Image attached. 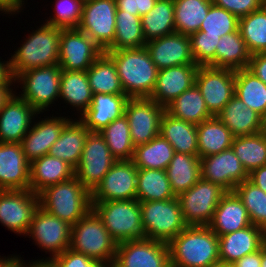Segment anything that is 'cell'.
<instances>
[{
    "label": "cell",
    "instance_id": "6da1fadb",
    "mask_svg": "<svg viewBox=\"0 0 266 267\" xmlns=\"http://www.w3.org/2000/svg\"><path fill=\"white\" fill-rule=\"evenodd\" d=\"M114 61L128 98H149L154 91L158 68L146 47L105 51Z\"/></svg>",
    "mask_w": 266,
    "mask_h": 267
},
{
    "label": "cell",
    "instance_id": "7a4b0ae2",
    "mask_svg": "<svg viewBox=\"0 0 266 267\" xmlns=\"http://www.w3.org/2000/svg\"><path fill=\"white\" fill-rule=\"evenodd\" d=\"M168 246L171 267H211L220 263L218 235L208 226H187Z\"/></svg>",
    "mask_w": 266,
    "mask_h": 267
},
{
    "label": "cell",
    "instance_id": "3957f363",
    "mask_svg": "<svg viewBox=\"0 0 266 267\" xmlns=\"http://www.w3.org/2000/svg\"><path fill=\"white\" fill-rule=\"evenodd\" d=\"M23 40L10 57L14 77L31 69L59 64L60 28L43 23Z\"/></svg>",
    "mask_w": 266,
    "mask_h": 267
},
{
    "label": "cell",
    "instance_id": "277c9868",
    "mask_svg": "<svg viewBox=\"0 0 266 267\" xmlns=\"http://www.w3.org/2000/svg\"><path fill=\"white\" fill-rule=\"evenodd\" d=\"M38 195L41 208L70 225L92 209L91 192L75 176L46 187Z\"/></svg>",
    "mask_w": 266,
    "mask_h": 267
},
{
    "label": "cell",
    "instance_id": "5b68a950",
    "mask_svg": "<svg viewBox=\"0 0 266 267\" xmlns=\"http://www.w3.org/2000/svg\"><path fill=\"white\" fill-rule=\"evenodd\" d=\"M92 210L117 244L145 238L137 199L92 203Z\"/></svg>",
    "mask_w": 266,
    "mask_h": 267
},
{
    "label": "cell",
    "instance_id": "8992f818",
    "mask_svg": "<svg viewBox=\"0 0 266 267\" xmlns=\"http://www.w3.org/2000/svg\"><path fill=\"white\" fill-rule=\"evenodd\" d=\"M116 247L117 243L92 209L71 227L69 249L75 252L112 266Z\"/></svg>",
    "mask_w": 266,
    "mask_h": 267
},
{
    "label": "cell",
    "instance_id": "52a82bcc",
    "mask_svg": "<svg viewBox=\"0 0 266 267\" xmlns=\"http://www.w3.org/2000/svg\"><path fill=\"white\" fill-rule=\"evenodd\" d=\"M61 71L60 66L54 64L18 74L15 83H18L22 90L18 96L39 114L50 111V105L52 108V104L59 100Z\"/></svg>",
    "mask_w": 266,
    "mask_h": 267
},
{
    "label": "cell",
    "instance_id": "ba28073f",
    "mask_svg": "<svg viewBox=\"0 0 266 267\" xmlns=\"http://www.w3.org/2000/svg\"><path fill=\"white\" fill-rule=\"evenodd\" d=\"M140 209L146 239L169 243L188 226L177 197L140 202Z\"/></svg>",
    "mask_w": 266,
    "mask_h": 267
},
{
    "label": "cell",
    "instance_id": "9c48e42d",
    "mask_svg": "<svg viewBox=\"0 0 266 267\" xmlns=\"http://www.w3.org/2000/svg\"><path fill=\"white\" fill-rule=\"evenodd\" d=\"M226 192L219 184L200 178L177 197L185 223L188 226H208Z\"/></svg>",
    "mask_w": 266,
    "mask_h": 267
},
{
    "label": "cell",
    "instance_id": "30bf717a",
    "mask_svg": "<svg viewBox=\"0 0 266 267\" xmlns=\"http://www.w3.org/2000/svg\"><path fill=\"white\" fill-rule=\"evenodd\" d=\"M71 227L68 222L51 215L39 206L25 235L31 237L42 251L50 254L37 260H51L67 250L70 245Z\"/></svg>",
    "mask_w": 266,
    "mask_h": 267
},
{
    "label": "cell",
    "instance_id": "8fae6325",
    "mask_svg": "<svg viewBox=\"0 0 266 267\" xmlns=\"http://www.w3.org/2000/svg\"><path fill=\"white\" fill-rule=\"evenodd\" d=\"M116 161L99 132H90L75 168V177L92 192Z\"/></svg>",
    "mask_w": 266,
    "mask_h": 267
},
{
    "label": "cell",
    "instance_id": "7c38bea8",
    "mask_svg": "<svg viewBox=\"0 0 266 267\" xmlns=\"http://www.w3.org/2000/svg\"><path fill=\"white\" fill-rule=\"evenodd\" d=\"M115 0H85L78 29L104 52L113 44L116 32Z\"/></svg>",
    "mask_w": 266,
    "mask_h": 267
},
{
    "label": "cell",
    "instance_id": "4fadbf2b",
    "mask_svg": "<svg viewBox=\"0 0 266 267\" xmlns=\"http://www.w3.org/2000/svg\"><path fill=\"white\" fill-rule=\"evenodd\" d=\"M111 267H171L168 243L146 238L118 243Z\"/></svg>",
    "mask_w": 266,
    "mask_h": 267
},
{
    "label": "cell",
    "instance_id": "5bb4252c",
    "mask_svg": "<svg viewBox=\"0 0 266 267\" xmlns=\"http://www.w3.org/2000/svg\"><path fill=\"white\" fill-rule=\"evenodd\" d=\"M195 84L203 96L209 113L217 116L234 96L235 70L199 66Z\"/></svg>",
    "mask_w": 266,
    "mask_h": 267
},
{
    "label": "cell",
    "instance_id": "9a60e30c",
    "mask_svg": "<svg viewBox=\"0 0 266 267\" xmlns=\"http://www.w3.org/2000/svg\"><path fill=\"white\" fill-rule=\"evenodd\" d=\"M39 207V195L29 190H0V223L25 236Z\"/></svg>",
    "mask_w": 266,
    "mask_h": 267
},
{
    "label": "cell",
    "instance_id": "2e32d148",
    "mask_svg": "<svg viewBox=\"0 0 266 267\" xmlns=\"http://www.w3.org/2000/svg\"><path fill=\"white\" fill-rule=\"evenodd\" d=\"M103 50L78 28L61 29L59 66L65 71H86Z\"/></svg>",
    "mask_w": 266,
    "mask_h": 267
},
{
    "label": "cell",
    "instance_id": "e0dca14e",
    "mask_svg": "<svg viewBox=\"0 0 266 267\" xmlns=\"http://www.w3.org/2000/svg\"><path fill=\"white\" fill-rule=\"evenodd\" d=\"M165 107L150 98H129L124 114L128 120L134 147L146 144L160 132Z\"/></svg>",
    "mask_w": 266,
    "mask_h": 267
},
{
    "label": "cell",
    "instance_id": "ac0fdd59",
    "mask_svg": "<svg viewBox=\"0 0 266 267\" xmlns=\"http://www.w3.org/2000/svg\"><path fill=\"white\" fill-rule=\"evenodd\" d=\"M137 173L132 160L116 161L91 192V203L136 199Z\"/></svg>",
    "mask_w": 266,
    "mask_h": 267
},
{
    "label": "cell",
    "instance_id": "d6986e66",
    "mask_svg": "<svg viewBox=\"0 0 266 267\" xmlns=\"http://www.w3.org/2000/svg\"><path fill=\"white\" fill-rule=\"evenodd\" d=\"M200 170L201 178L219 184L226 191H234L239 183L248 179V173L232 148L200 158Z\"/></svg>",
    "mask_w": 266,
    "mask_h": 267
},
{
    "label": "cell",
    "instance_id": "ffe728a7",
    "mask_svg": "<svg viewBox=\"0 0 266 267\" xmlns=\"http://www.w3.org/2000/svg\"><path fill=\"white\" fill-rule=\"evenodd\" d=\"M35 116L31 128L22 139L21 145L26 160L31 163L33 160L48 154L50 147L59 138L65 124L71 119L70 116ZM69 117V118H68ZM39 118L40 120L38 121Z\"/></svg>",
    "mask_w": 266,
    "mask_h": 267
},
{
    "label": "cell",
    "instance_id": "44dd1931",
    "mask_svg": "<svg viewBox=\"0 0 266 267\" xmlns=\"http://www.w3.org/2000/svg\"><path fill=\"white\" fill-rule=\"evenodd\" d=\"M16 92L0 110V143H21L38 112Z\"/></svg>",
    "mask_w": 266,
    "mask_h": 267
},
{
    "label": "cell",
    "instance_id": "7402d4cb",
    "mask_svg": "<svg viewBox=\"0 0 266 267\" xmlns=\"http://www.w3.org/2000/svg\"><path fill=\"white\" fill-rule=\"evenodd\" d=\"M145 47L158 70L177 65L196 64L188 35L175 32L147 41Z\"/></svg>",
    "mask_w": 266,
    "mask_h": 267
},
{
    "label": "cell",
    "instance_id": "603a6c76",
    "mask_svg": "<svg viewBox=\"0 0 266 267\" xmlns=\"http://www.w3.org/2000/svg\"><path fill=\"white\" fill-rule=\"evenodd\" d=\"M198 68L197 64H185L159 70L154 91L149 98L166 107L195 84Z\"/></svg>",
    "mask_w": 266,
    "mask_h": 267
},
{
    "label": "cell",
    "instance_id": "cb8c5ba5",
    "mask_svg": "<svg viewBox=\"0 0 266 267\" xmlns=\"http://www.w3.org/2000/svg\"><path fill=\"white\" fill-rule=\"evenodd\" d=\"M29 167L21 143H0V190H29Z\"/></svg>",
    "mask_w": 266,
    "mask_h": 267
},
{
    "label": "cell",
    "instance_id": "d4e9b609",
    "mask_svg": "<svg viewBox=\"0 0 266 267\" xmlns=\"http://www.w3.org/2000/svg\"><path fill=\"white\" fill-rule=\"evenodd\" d=\"M218 240L220 263L232 265L244 256L260 250L266 243V232L251 224L238 231L221 235Z\"/></svg>",
    "mask_w": 266,
    "mask_h": 267
},
{
    "label": "cell",
    "instance_id": "484cf974",
    "mask_svg": "<svg viewBox=\"0 0 266 267\" xmlns=\"http://www.w3.org/2000/svg\"><path fill=\"white\" fill-rule=\"evenodd\" d=\"M125 94H93L90 107L78 118L90 132H99L124 114L128 101Z\"/></svg>",
    "mask_w": 266,
    "mask_h": 267
},
{
    "label": "cell",
    "instance_id": "4316f807",
    "mask_svg": "<svg viewBox=\"0 0 266 267\" xmlns=\"http://www.w3.org/2000/svg\"><path fill=\"white\" fill-rule=\"evenodd\" d=\"M251 225L248 212L234 191H227L214 211L208 227L219 236Z\"/></svg>",
    "mask_w": 266,
    "mask_h": 267
},
{
    "label": "cell",
    "instance_id": "83f0119b",
    "mask_svg": "<svg viewBox=\"0 0 266 267\" xmlns=\"http://www.w3.org/2000/svg\"><path fill=\"white\" fill-rule=\"evenodd\" d=\"M29 173V189L39 194L46 187L73 178L75 169L65 161L46 154L30 163Z\"/></svg>",
    "mask_w": 266,
    "mask_h": 267
},
{
    "label": "cell",
    "instance_id": "f1b7e54d",
    "mask_svg": "<svg viewBox=\"0 0 266 267\" xmlns=\"http://www.w3.org/2000/svg\"><path fill=\"white\" fill-rule=\"evenodd\" d=\"M89 129L79 119H71L65 124L59 138L50 147L49 155L71 165L74 169L79 164Z\"/></svg>",
    "mask_w": 266,
    "mask_h": 267
},
{
    "label": "cell",
    "instance_id": "f546056e",
    "mask_svg": "<svg viewBox=\"0 0 266 267\" xmlns=\"http://www.w3.org/2000/svg\"><path fill=\"white\" fill-rule=\"evenodd\" d=\"M231 131L234 137L252 135L261 130V115L247 107L234 95L216 116Z\"/></svg>",
    "mask_w": 266,
    "mask_h": 267
},
{
    "label": "cell",
    "instance_id": "4dcf8cb0",
    "mask_svg": "<svg viewBox=\"0 0 266 267\" xmlns=\"http://www.w3.org/2000/svg\"><path fill=\"white\" fill-rule=\"evenodd\" d=\"M159 134L172 145L176 153L198 156L197 125L175 118L165 111Z\"/></svg>",
    "mask_w": 266,
    "mask_h": 267
},
{
    "label": "cell",
    "instance_id": "1f68e13d",
    "mask_svg": "<svg viewBox=\"0 0 266 267\" xmlns=\"http://www.w3.org/2000/svg\"><path fill=\"white\" fill-rule=\"evenodd\" d=\"M59 99L69 104L81 116L89 107L93 93L86 71H61Z\"/></svg>",
    "mask_w": 266,
    "mask_h": 267
},
{
    "label": "cell",
    "instance_id": "d6a6232c",
    "mask_svg": "<svg viewBox=\"0 0 266 267\" xmlns=\"http://www.w3.org/2000/svg\"><path fill=\"white\" fill-rule=\"evenodd\" d=\"M234 136L216 116L197 125L199 158L218 154L232 147Z\"/></svg>",
    "mask_w": 266,
    "mask_h": 267
},
{
    "label": "cell",
    "instance_id": "836d02e7",
    "mask_svg": "<svg viewBox=\"0 0 266 267\" xmlns=\"http://www.w3.org/2000/svg\"><path fill=\"white\" fill-rule=\"evenodd\" d=\"M166 172L172 192L175 197H178L201 178L200 158L175 152Z\"/></svg>",
    "mask_w": 266,
    "mask_h": 267
},
{
    "label": "cell",
    "instance_id": "e575fe53",
    "mask_svg": "<svg viewBox=\"0 0 266 267\" xmlns=\"http://www.w3.org/2000/svg\"><path fill=\"white\" fill-rule=\"evenodd\" d=\"M165 111L175 118L195 125L212 117L196 84L167 105Z\"/></svg>",
    "mask_w": 266,
    "mask_h": 267
},
{
    "label": "cell",
    "instance_id": "d590c367",
    "mask_svg": "<svg viewBox=\"0 0 266 267\" xmlns=\"http://www.w3.org/2000/svg\"><path fill=\"white\" fill-rule=\"evenodd\" d=\"M251 54L239 29L220 38L215 51V67L232 70L246 69Z\"/></svg>",
    "mask_w": 266,
    "mask_h": 267
},
{
    "label": "cell",
    "instance_id": "8d00e7d4",
    "mask_svg": "<svg viewBox=\"0 0 266 267\" xmlns=\"http://www.w3.org/2000/svg\"><path fill=\"white\" fill-rule=\"evenodd\" d=\"M175 151L160 134L146 144L134 148L132 162L137 169L166 170Z\"/></svg>",
    "mask_w": 266,
    "mask_h": 267
},
{
    "label": "cell",
    "instance_id": "74e56055",
    "mask_svg": "<svg viewBox=\"0 0 266 267\" xmlns=\"http://www.w3.org/2000/svg\"><path fill=\"white\" fill-rule=\"evenodd\" d=\"M141 25L146 42L175 33L174 0H157L153 9L141 16Z\"/></svg>",
    "mask_w": 266,
    "mask_h": 267
},
{
    "label": "cell",
    "instance_id": "f35d334b",
    "mask_svg": "<svg viewBox=\"0 0 266 267\" xmlns=\"http://www.w3.org/2000/svg\"><path fill=\"white\" fill-rule=\"evenodd\" d=\"M86 72L93 94H125L114 61L106 52L103 51Z\"/></svg>",
    "mask_w": 266,
    "mask_h": 267
},
{
    "label": "cell",
    "instance_id": "ab89813d",
    "mask_svg": "<svg viewBox=\"0 0 266 267\" xmlns=\"http://www.w3.org/2000/svg\"><path fill=\"white\" fill-rule=\"evenodd\" d=\"M166 170L138 169L136 199L139 202L174 198Z\"/></svg>",
    "mask_w": 266,
    "mask_h": 267
},
{
    "label": "cell",
    "instance_id": "60d3db41",
    "mask_svg": "<svg viewBox=\"0 0 266 267\" xmlns=\"http://www.w3.org/2000/svg\"><path fill=\"white\" fill-rule=\"evenodd\" d=\"M212 0H174L175 31L190 36L198 32Z\"/></svg>",
    "mask_w": 266,
    "mask_h": 267
},
{
    "label": "cell",
    "instance_id": "b9f144b4",
    "mask_svg": "<svg viewBox=\"0 0 266 267\" xmlns=\"http://www.w3.org/2000/svg\"><path fill=\"white\" fill-rule=\"evenodd\" d=\"M234 95L261 116L266 112V84L247 68L235 70Z\"/></svg>",
    "mask_w": 266,
    "mask_h": 267
},
{
    "label": "cell",
    "instance_id": "7bdbcfd3",
    "mask_svg": "<svg viewBox=\"0 0 266 267\" xmlns=\"http://www.w3.org/2000/svg\"><path fill=\"white\" fill-rule=\"evenodd\" d=\"M231 148L248 174L266 165V135L261 132L234 137Z\"/></svg>",
    "mask_w": 266,
    "mask_h": 267
},
{
    "label": "cell",
    "instance_id": "ee69618b",
    "mask_svg": "<svg viewBox=\"0 0 266 267\" xmlns=\"http://www.w3.org/2000/svg\"><path fill=\"white\" fill-rule=\"evenodd\" d=\"M116 32L113 44L107 50L139 49L145 47L141 16L116 11Z\"/></svg>",
    "mask_w": 266,
    "mask_h": 267
},
{
    "label": "cell",
    "instance_id": "f6af8a7d",
    "mask_svg": "<svg viewBox=\"0 0 266 267\" xmlns=\"http://www.w3.org/2000/svg\"><path fill=\"white\" fill-rule=\"evenodd\" d=\"M99 134L104 138L111 154L117 161L132 159L135 147L131 140L125 114L104 127Z\"/></svg>",
    "mask_w": 266,
    "mask_h": 267
},
{
    "label": "cell",
    "instance_id": "bcb514c9",
    "mask_svg": "<svg viewBox=\"0 0 266 267\" xmlns=\"http://www.w3.org/2000/svg\"><path fill=\"white\" fill-rule=\"evenodd\" d=\"M238 29L251 55L266 53V4L240 18Z\"/></svg>",
    "mask_w": 266,
    "mask_h": 267
},
{
    "label": "cell",
    "instance_id": "7dc6e473",
    "mask_svg": "<svg viewBox=\"0 0 266 267\" xmlns=\"http://www.w3.org/2000/svg\"><path fill=\"white\" fill-rule=\"evenodd\" d=\"M234 192L243 202L251 224L262 228L266 232V192L248 179L239 183Z\"/></svg>",
    "mask_w": 266,
    "mask_h": 267
},
{
    "label": "cell",
    "instance_id": "c3c4849f",
    "mask_svg": "<svg viewBox=\"0 0 266 267\" xmlns=\"http://www.w3.org/2000/svg\"><path fill=\"white\" fill-rule=\"evenodd\" d=\"M239 19L224 8L212 4L207 17L202 22L199 31L207 36L223 37L238 30Z\"/></svg>",
    "mask_w": 266,
    "mask_h": 267
},
{
    "label": "cell",
    "instance_id": "681fc988",
    "mask_svg": "<svg viewBox=\"0 0 266 267\" xmlns=\"http://www.w3.org/2000/svg\"><path fill=\"white\" fill-rule=\"evenodd\" d=\"M85 0H55L54 14L45 19V24L61 29L78 28Z\"/></svg>",
    "mask_w": 266,
    "mask_h": 267
},
{
    "label": "cell",
    "instance_id": "f907efd6",
    "mask_svg": "<svg viewBox=\"0 0 266 267\" xmlns=\"http://www.w3.org/2000/svg\"><path fill=\"white\" fill-rule=\"evenodd\" d=\"M189 37L195 63L199 66L215 67V51L221 37L207 36L202 31L195 32Z\"/></svg>",
    "mask_w": 266,
    "mask_h": 267
},
{
    "label": "cell",
    "instance_id": "816d5d0a",
    "mask_svg": "<svg viewBox=\"0 0 266 267\" xmlns=\"http://www.w3.org/2000/svg\"><path fill=\"white\" fill-rule=\"evenodd\" d=\"M50 261L56 267H111L104 261L92 259L69 248Z\"/></svg>",
    "mask_w": 266,
    "mask_h": 267
},
{
    "label": "cell",
    "instance_id": "f5cc1de1",
    "mask_svg": "<svg viewBox=\"0 0 266 267\" xmlns=\"http://www.w3.org/2000/svg\"><path fill=\"white\" fill-rule=\"evenodd\" d=\"M215 6L224 8L238 19L260 9L265 3L263 0H212Z\"/></svg>",
    "mask_w": 266,
    "mask_h": 267
},
{
    "label": "cell",
    "instance_id": "db71d44e",
    "mask_svg": "<svg viewBox=\"0 0 266 267\" xmlns=\"http://www.w3.org/2000/svg\"><path fill=\"white\" fill-rule=\"evenodd\" d=\"M247 69L266 84V53L251 55Z\"/></svg>",
    "mask_w": 266,
    "mask_h": 267
},
{
    "label": "cell",
    "instance_id": "11a10c76",
    "mask_svg": "<svg viewBox=\"0 0 266 267\" xmlns=\"http://www.w3.org/2000/svg\"><path fill=\"white\" fill-rule=\"evenodd\" d=\"M24 4H26L25 0H0V14L19 15L22 10L24 11Z\"/></svg>",
    "mask_w": 266,
    "mask_h": 267
},
{
    "label": "cell",
    "instance_id": "9f6ffc18",
    "mask_svg": "<svg viewBox=\"0 0 266 267\" xmlns=\"http://www.w3.org/2000/svg\"><path fill=\"white\" fill-rule=\"evenodd\" d=\"M248 180L266 192V165L252 170L248 174Z\"/></svg>",
    "mask_w": 266,
    "mask_h": 267
},
{
    "label": "cell",
    "instance_id": "6f0895ef",
    "mask_svg": "<svg viewBox=\"0 0 266 267\" xmlns=\"http://www.w3.org/2000/svg\"><path fill=\"white\" fill-rule=\"evenodd\" d=\"M233 267H261V249L237 260Z\"/></svg>",
    "mask_w": 266,
    "mask_h": 267
},
{
    "label": "cell",
    "instance_id": "680465c9",
    "mask_svg": "<svg viewBox=\"0 0 266 267\" xmlns=\"http://www.w3.org/2000/svg\"><path fill=\"white\" fill-rule=\"evenodd\" d=\"M12 84L16 83L11 70L10 58L7 61H1L0 59V86Z\"/></svg>",
    "mask_w": 266,
    "mask_h": 267
},
{
    "label": "cell",
    "instance_id": "91938a15",
    "mask_svg": "<svg viewBox=\"0 0 266 267\" xmlns=\"http://www.w3.org/2000/svg\"><path fill=\"white\" fill-rule=\"evenodd\" d=\"M157 0H134L135 11L140 15L149 13L155 6Z\"/></svg>",
    "mask_w": 266,
    "mask_h": 267
},
{
    "label": "cell",
    "instance_id": "94428289",
    "mask_svg": "<svg viewBox=\"0 0 266 267\" xmlns=\"http://www.w3.org/2000/svg\"><path fill=\"white\" fill-rule=\"evenodd\" d=\"M117 11H123L134 16H140L135 11L134 0H115Z\"/></svg>",
    "mask_w": 266,
    "mask_h": 267
},
{
    "label": "cell",
    "instance_id": "6125c7cd",
    "mask_svg": "<svg viewBox=\"0 0 266 267\" xmlns=\"http://www.w3.org/2000/svg\"><path fill=\"white\" fill-rule=\"evenodd\" d=\"M24 260L21 258V255L0 256V267H23Z\"/></svg>",
    "mask_w": 266,
    "mask_h": 267
},
{
    "label": "cell",
    "instance_id": "be15d7a7",
    "mask_svg": "<svg viewBox=\"0 0 266 267\" xmlns=\"http://www.w3.org/2000/svg\"><path fill=\"white\" fill-rule=\"evenodd\" d=\"M13 86L15 87V84L0 86V110L11 99V97L16 93V89L14 91Z\"/></svg>",
    "mask_w": 266,
    "mask_h": 267
},
{
    "label": "cell",
    "instance_id": "e7e4bbea",
    "mask_svg": "<svg viewBox=\"0 0 266 267\" xmlns=\"http://www.w3.org/2000/svg\"><path fill=\"white\" fill-rule=\"evenodd\" d=\"M23 267H56L50 260H35L28 263L24 261Z\"/></svg>",
    "mask_w": 266,
    "mask_h": 267
},
{
    "label": "cell",
    "instance_id": "03108f58",
    "mask_svg": "<svg viewBox=\"0 0 266 267\" xmlns=\"http://www.w3.org/2000/svg\"><path fill=\"white\" fill-rule=\"evenodd\" d=\"M261 267H266V243L261 247Z\"/></svg>",
    "mask_w": 266,
    "mask_h": 267
},
{
    "label": "cell",
    "instance_id": "003e7915",
    "mask_svg": "<svg viewBox=\"0 0 266 267\" xmlns=\"http://www.w3.org/2000/svg\"><path fill=\"white\" fill-rule=\"evenodd\" d=\"M261 133H263L264 135H266V122H261Z\"/></svg>",
    "mask_w": 266,
    "mask_h": 267
},
{
    "label": "cell",
    "instance_id": "a7ac6f4b",
    "mask_svg": "<svg viewBox=\"0 0 266 267\" xmlns=\"http://www.w3.org/2000/svg\"><path fill=\"white\" fill-rule=\"evenodd\" d=\"M211 267H233V265L230 264H224V263H218Z\"/></svg>",
    "mask_w": 266,
    "mask_h": 267
},
{
    "label": "cell",
    "instance_id": "89a4df30",
    "mask_svg": "<svg viewBox=\"0 0 266 267\" xmlns=\"http://www.w3.org/2000/svg\"><path fill=\"white\" fill-rule=\"evenodd\" d=\"M261 122H266V112L262 115Z\"/></svg>",
    "mask_w": 266,
    "mask_h": 267
}]
</instances>
